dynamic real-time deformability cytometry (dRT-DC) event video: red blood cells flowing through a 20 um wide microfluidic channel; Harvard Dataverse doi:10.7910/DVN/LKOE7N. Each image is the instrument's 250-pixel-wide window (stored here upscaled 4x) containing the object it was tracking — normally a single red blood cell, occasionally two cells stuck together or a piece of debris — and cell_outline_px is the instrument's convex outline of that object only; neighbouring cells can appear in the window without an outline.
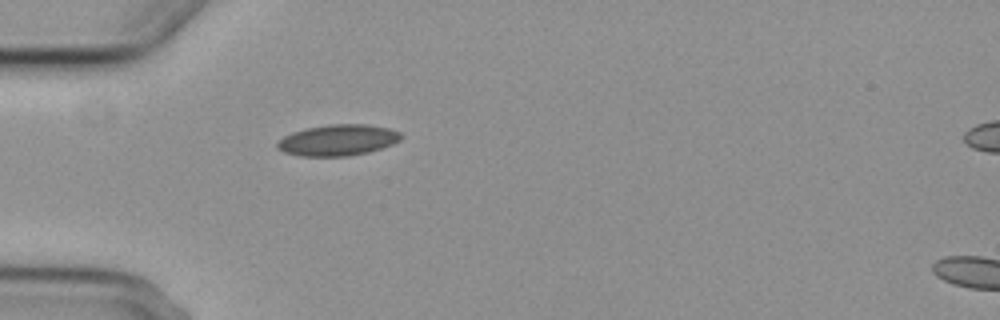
{"species": "common noctule bat (a hibernating species)", "species_latin": "Nyctalus noctula", "temperature_condition": "cold", "stored_images_in_passage": 2, "camera_frame_rate_fps": 3000, "um_per_image_px": 0.085, "animal": {"sex": "female", "body_mass_g": 29.2, "forearm_length_mm": 56.3}, "frame": {"image": 1, "passage_image": 1, "time_ms": 0.0, "image_size_px": [1000, 320], "cell_outline_px": [[404, 136], [400, 140], [392, 144], [368, 152], [348, 156], [300, 156], [284, 152], [276, 148], [276, 144], [284, 136], [292, 132], [304, 128], [328, 124], [364, 124], [392, 128], [400, 132]], "centroid_in_image_um": [28.73, 11.9], "position_along_channel_um": 56.3, "area_um2": 22.6}}